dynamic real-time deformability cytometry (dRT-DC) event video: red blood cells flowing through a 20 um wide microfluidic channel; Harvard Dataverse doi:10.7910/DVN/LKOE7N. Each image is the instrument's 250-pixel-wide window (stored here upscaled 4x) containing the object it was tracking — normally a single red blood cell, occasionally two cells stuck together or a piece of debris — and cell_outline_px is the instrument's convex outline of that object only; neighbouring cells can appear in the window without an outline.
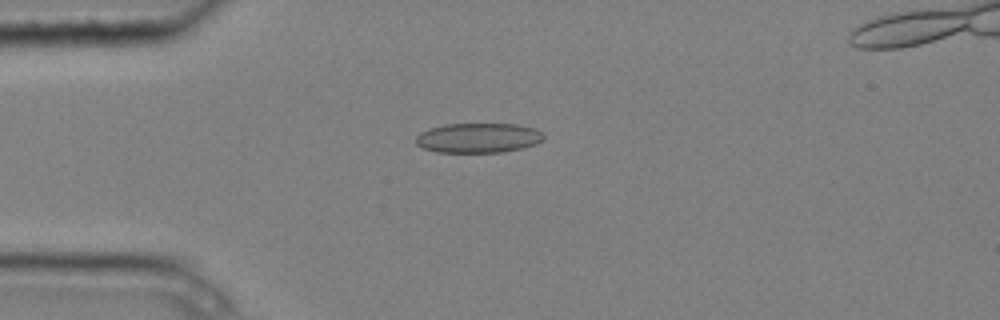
{"species": "common noctule bat (a hibernating species)", "species_latin": "Nyctalus noctula", "temperature_condition": "cold", "stored_images_in_passage": 5, "camera_frame_rate_fps": 3000, "um_per_image_px": 0.085, "animal": {"sex": "male", "body_mass_g": 20.4}, "frame": {"image": 1, "passage_image": 4, "time_ms": 1.0, "image_size_px": [1000, 320], "cell_outline_px": [[544, 140], [536, 144], [524, 148], [504, 152], [436, 152], [424, 148], [416, 144], [416, 136], [420, 132], [444, 124], [516, 124], [536, 128], [544, 132]], "centroid_in_image_um": [40.71, 11.72], "position_along_channel_um": 44.3, "area_um2": 22.37}}